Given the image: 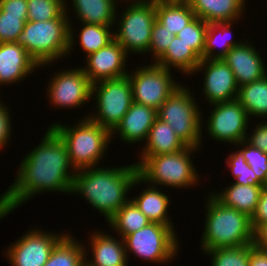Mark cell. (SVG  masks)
Here are the masks:
<instances>
[{"instance_id": "cell-12", "label": "cell", "mask_w": 267, "mask_h": 266, "mask_svg": "<svg viewBox=\"0 0 267 266\" xmlns=\"http://www.w3.org/2000/svg\"><path fill=\"white\" fill-rule=\"evenodd\" d=\"M211 106L213 110L209 112L208 120L205 122L208 137L217 142L230 143L229 145H236L244 141L252 120L238 100L234 99Z\"/></svg>"}, {"instance_id": "cell-23", "label": "cell", "mask_w": 267, "mask_h": 266, "mask_svg": "<svg viewBox=\"0 0 267 266\" xmlns=\"http://www.w3.org/2000/svg\"><path fill=\"white\" fill-rule=\"evenodd\" d=\"M147 186L138 196H130V200L151 221L170 226L175 232L173 219L168 216L171 198L160 190L159 187L146 184Z\"/></svg>"}, {"instance_id": "cell-33", "label": "cell", "mask_w": 267, "mask_h": 266, "mask_svg": "<svg viewBox=\"0 0 267 266\" xmlns=\"http://www.w3.org/2000/svg\"><path fill=\"white\" fill-rule=\"evenodd\" d=\"M66 0H27L28 21H48L51 19H69L68 10H72ZM68 6V7H67Z\"/></svg>"}, {"instance_id": "cell-15", "label": "cell", "mask_w": 267, "mask_h": 266, "mask_svg": "<svg viewBox=\"0 0 267 266\" xmlns=\"http://www.w3.org/2000/svg\"><path fill=\"white\" fill-rule=\"evenodd\" d=\"M201 71L204 72L203 97L209 106L237 99L239 87L233 71L223 59H202L192 75L196 76Z\"/></svg>"}, {"instance_id": "cell-42", "label": "cell", "mask_w": 267, "mask_h": 266, "mask_svg": "<svg viewBox=\"0 0 267 266\" xmlns=\"http://www.w3.org/2000/svg\"><path fill=\"white\" fill-rule=\"evenodd\" d=\"M267 222V187L261 190L256 211L251 217V225L255 231L261 224Z\"/></svg>"}, {"instance_id": "cell-22", "label": "cell", "mask_w": 267, "mask_h": 266, "mask_svg": "<svg viewBox=\"0 0 267 266\" xmlns=\"http://www.w3.org/2000/svg\"><path fill=\"white\" fill-rule=\"evenodd\" d=\"M143 143L145 144L138 157L172 154L188 147L172 127L158 117L150 128L146 141Z\"/></svg>"}, {"instance_id": "cell-3", "label": "cell", "mask_w": 267, "mask_h": 266, "mask_svg": "<svg viewBox=\"0 0 267 266\" xmlns=\"http://www.w3.org/2000/svg\"><path fill=\"white\" fill-rule=\"evenodd\" d=\"M205 202V224L201 251L240 247L254 243L251 218L235 208L223 205L211 192Z\"/></svg>"}, {"instance_id": "cell-20", "label": "cell", "mask_w": 267, "mask_h": 266, "mask_svg": "<svg viewBox=\"0 0 267 266\" xmlns=\"http://www.w3.org/2000/svg\"><path fill=\"white\" fill-rule=\"evenodd\" d=\"M156 118L157 110L155 108L133 102L120 123L111 132V138L114 139L118 135L121 142L124 141L130 145L142 144L143 141H146Z\"/></svg>"}, {"instance_id": "cell-25", "label": "cell", "mask_w": 267, "mask_h": 266, "mask_svg": "<svg viewBox=\"0 0 267 266\" xmlns=\"http://www.w3.org/2000/svg\"><path fill=\"white\" fill-rule=\"evenodd\" d=\"M263 187L265 186L241 185L233 182L219 193L211 191V194L223 205L235 208L251 218L256 211Z\"/></svg>"}, {"instance_id": "cell-45", "label": "cell", "mask_w": 267, "mask_h": 266, "mask_svg": "<svg viewBox=\"0 0 267 266\" xmlns=\"http://www.w3.org/2000/svg\"><path fill=\"white\" fill-rule=\"evenodd\" d=\"M254 246L267 251V222L261 224L254 231Z\"/></svg>"}, {"instance_id": "cell-31", "label": "cell", "mask_w": 267, "mask_h": 266, "mask_svg": "<svg viewBox=\"0 0 267 266\" xmlns=\"http://www.w3.org/2000/svg\"><path fill=\"white\" fill-rule=\"evenodd\" d=\"M155 10L156 20L175 35L196 18L187 1L156 4Z\"/></svg>"}, {"instance_id": "cell-14", "label": "cell", "mask_w": 267, "mask_h": 266, "mask_svg": "<svg viewBox=\"0 0 267 266\" xmlns=\"http://www.w3.org/2000/svg\"><path fill=\"white\" fill-rule=\"evenodd\" d=\"M44 230L33 227L4 250L11 266H44L54 246L66 234Z\"/></svg>"}, {"instance_id": "cell-16", "label": "cell", "mask_w": 267, "mask_h": 266, "mask_svg": "<svg viewBox=\"0 0 267 266\" xmlns=\"http://www.w3.org/2000/svg\"><path fill=\"white\" fill-rule=\"evenodd\" d=\"M128 54L116 41H111L106 47L85 57V65L81 66L92 84L109 79L127 76L126 63ZM126 67V68H125Z\"/></svg>"}, {"instance_id": "cell-11", "label": "cell", "mask_w": 267, "mask_h": 266, "mask_svg": "<svg viewBox=\"0 0 267 266\" xmlns=\"http://www.w3.org/2000/svg\"><path fill=\"white\" fill-rule=\"evenodd\" d=\"M172 71L155 63L137 66L133 71H129L127 76L132 86L133 102L158 110L167 98L182 85L175 81Z\"/></svg>"}, {"instance_id": "cell-18", "label": "cell", "mask_w": 267, "mask_h": 266, "mask_svg": "<svg viewBox=\"0 0 267 266\" xmlns=\"http://www.w3.org/2000/svg\"><path fill=\"white\" fill-rule=\"evenodd\" d=\"M92 234L88 243H84L85 266H128L130 257H127L123 238L119 240L113 234L111 236L109 233L106 234V231L100 230H95ZM87 248L92 251L90 252L92 259L87 256Z\"/></svg>"}, {"instance_id": "cell-44", "label": "cell", "mask_w": 267, "mask_h": 266, "mask_svg": "<svg viewBox=\"0 0 267 266\" xmlns=\"http://www.w3.org/2000/svg\"><path fill=\"white\" fill-rule=\"evenodd\" d=\"M249 266H267V251L250 244Z\"/></svg>"}, {"instance_id": "cell-24", "label": "cell", "mask_w": 267, "mask_h": 266, "mask_svg": "<svg viewBox=\"0 0 267 266\" xmlns=\"http://www.w3.org/2000/svg\"><path fill=\"white\" fill-rule=\"evenodd\" d=\"M80 23L114 26L119 0H71ZM120 2H124L120 0Z\"/></svg>"}, {"instance_id": "cell-30", "label": "cell", "mask_w": 267, "mask_h": 266, "mask_svg": "<svg viewBox=\"0 0 267 266\" xmlns=\"http://www.w3.org/2000/svg\"><path fill=\"white\" fill-rule=\"evenodd\" d=\"M66 234L57 242L44 266H85L84 243Z\"/></svg>"}, {"instance_id": "cell-7", "label": "cell", "mask_w": 267, "mask_h": 266, "mask_svg": "<svg viewBox=\"0 0 267 266\" xmlns=\"http://www.w3.org/2000/svg\"><path fill=\"white\" fill-rule=\"evenodd\" d=\"M193 91L180 85L157 110V117L191 147H202L203 115Z\"/></svg>"}, {"instance_id": "cell-21", "label": "cell", "mask_w": 267, "mask_h": 266, "mask_svg": "<svg viewBox=\"0 0 267 266\" xmlns=\"http://www.w3.org/2000/svg\"><path fill=\"white\" fill-rule=\"evenodd\" d=\"M196 17L206 23L242 21L246 0H187ZM237 20V21H236Z\"/></svg>"}, {"instance_id": "cell-26", "label": "cell", "mask_w": 267, "mask_h": 266, "mask_svg": "<svg viewBox=\"0 0 267 266\" xmlns=\"http://www.w3.org/2000/svg\"><path fill=\"white\" fill-rule=\"evenodd\" d=\"M81 25L82 26L77 37L75 34L77 29H74L72 22L69 24V54L74 51L73 47L76 46V39L79 38L78 44L82 48V51H84L86 54L84 58L91 53L97 52L99 49L106 47L111 41L114 40L113 26L86 23H81Z\"/></svg>"}, {"instance_id": "cell-36", "label": "cell", "mask_w": 267, "mask_h": 266, "mask_svg": "<svg viewBox=\"0 0 267 266\" xmlns=\"http://www.w3.org/2000/svg\"><path fill=\"white\" fill-rule=\"evenodd\" d=\"M208 23L196 17L176 36L189 45L202 59Z\"/></svg>"}, {"instance_id": "cell-35", "label": "cell", "mask_w": 267, "mask_h": 266, "mask_svg": "<svg viewBox=\"0 0 267 266\" xmlns=\"http://www.w3.org/2000/svg\"><path fill=\"white\" fill-rule=\"evenodd\" d=\"M226 165L231 170V175L235 178L234 184L264 186L256 177L254 171L246 162L242 152L236 148V151L227 155Z\"/></svg>"}, {"instance_id": "cell-43", "label": "cell", "mask_w": 267, "mask_h": 266, "mask_svg": "<svg viewBox=\"0 0 267 266\" xmlns=\"http://www.w3.org/2000/svg\"><path fill=\"white\" fill-rule=\"evenodd\" d=\"M0 10L5 14L28 15L27 0H0Z\"/></svg>"}, {"instance_id": "cell-19", "label": "cell", "mask_w": 267, "mask_h": 266, "mask_svg": "<svg viewBox=\"0 0 267 266\" xmlns=\"http://www.w3.org/2000/svg\"><path fill=\"white\" fill-rule=\"evenodd\" d=\"M38 68L40 66L21 45L16 42L0 43V86L19 84Z\"/></svg>"}, {"instance_id": "cell-27", "label": "cell", "mask_w": 267, "mask_h": 266, "mask_svg": "<svg viewBox=\"0 0 267 266\" xmlns=\"http://www.w3.org/2000/svg\"><path fill=\"white\" fill-rule=\"evenodd\" d=\"M202 58L181 39L175 36L166 52L155 62L168 70L177 69L178 73L192 76Z\"/></svg>"}, {"instance_id": "cell-32", "label": "cell", "mask_w": 267, "mask_h": 266, "mask_svg": "<svg viewBox=\"0 0 267 266\" xmlns=\"http://www.w3.org/2000/svg\"><path fill=\"white\" fill-rule=\"evenodd\" d=\"M108 227L115 230V234L121 238L140 230L151 221L139 210V208L129 200L121 206L114 216L107 222Z\"/></svg>"}, {"instance_id": "cell-6", "label": "cell", "mask_w": 267, "mask_h": 266, "mask_svg": "<svg viewBox=\"0 0 267 266\" xmlns=\"http://www.w3.org/2000/svg\"><path fill=\"white\" fill-rule=\"evenodd\" d=\"M69 19L26 21L16 41L43 68L69 56Z\"/></svg>"}, {"instance_id": "cell-37", "label": "cell", "mask_w": 267, "mask_h": 266, "mask_svg": "<svg viewBox=\"0 0 267 266\" xmlns=\"http://www.w3.org/2000/svg\"><path fill=\"white\" fill-rule=\"evenodd\" d=\"M240 148L246 162L254 171L257 179L265 186L267 184V153L251 146L245 140L235 145Z\"/></svg>"}, {"instance_id": "cell-17", "label": "cell", "mask_w": 267, "mask_h": 266, "mask_svg": "<svg viewBox=\"0 0 267 266\" xmlns=\"http://www.w3.org/2000/svg\"><path fill=\"white\" fill-rule=\"evenodd\" d=\"M231 48L222 58L233 71L238 87L263 78L267 74L266 63L250 39ZM265 63V64H264Z\"/></svg>"}, {"instance_id": "cell-28", "label": "cell", "mask_w": 267, "mask_h": 266, "mask_svg": "<svg viewBox=\"0 0 267 266\" xmlns=\"http://www.w3.org/2000/svg\"><path fill=\"white\" fill-rule=\"evenodd\" d=\"M236 23L238 22L208 24L203 59H222L231 48L242 43L243 40L235 41L232 35V25Z\"/></svg>"}, {"instance_id": "cell-46", "label": "cell", "mask_w": 267, "mask_h": 266, "mask_svg": "<svg viewBox=\"0 0 267 266\" xmlns=\"http://www.w3.org/2000/svg\"><path fill=\"white\" fill-rule=\"evenodd\" d=\"M136 3H146V4H160V3H179L187 0H130Z\"/></svg>"}, {"instance_id": "cell-34", "label": "cell", "mask_w": 267, "mask_h": 266, "mask_svg": "<svg viewBox=\"0 0 267 266\" xmlns=\"http://www.w3.org/2000/svg\"><path fill=\"white\" fill-rule=\"evenodd\" d=\"M204 254L211 258V266H249L250 244L208 250Z\"/></svg>"}, {"instance_id": "cell-40", "label": "cell", "mask_w": 267, "mask_h": 266, "mask_svg": "<svg viewBox=\"0 0 267 266\" xmlns=\"http://www.w3.org/2000/svg\"><path fill=\"white\" fill-rule=\"evenodd\" d=\"M9 108L0 99V150H3L12 137V120Z\"/></svg>"}, {"instance_id": "cell-4", "label": "cell", "mask_w": 267, "mask_h": 266, "mask_svg": "<svg viewBox=\"0 0 267 266\" xmlns=\"http://www.w3.org/2000/svg\"><path fill=\"white\" fill-rule=\"evenodd\" d=\"M81 119L73 125H64L60 122L49 125L66 145L70 162L76 171L98 167L100 160L107 155V149L110 147L108 145L112 143L111 132L108 129L89 118Z\"/></svg>"}, {"instance_id": "cell-13", "label": "cell", "mask_w": 267, "mask_h": 266, "mask_svg": "<svg viewBox=\"0 0 267 266\" xmlns=\"http://www.w3.org/2000/svg\"><path fill=\"white\" fill-rule=\"evenodd\" d=\"M56 73V74H55ZM48 82L47 97L50 105L59 108L78 109L91 100L92 83L80 66L53 73Z\"/></svg>"}, {"instance_id": "cell-2", "label": "cell", "mask_w": 267, "mask_h": 266, "mask_svg": "<svg viewBox=\"0 0 267 266\" xmlns=\"http://www.w3.org/2000/svg\"><path fill=\"white\" fill-rule=\"evenodd\" d=\"M118 166H98L76 171L70 193L82 195L92 209L99 211L107 222L130 200L127 196L130 190L142 185L135 163Z\"/></svg>"}, {"instance_id": "cell-41", "label": "cell", "mask_w": 267, "mask_h": 266, "mask_svg": "<svg viewBox=\"0 0 267 266\" xmlns=\"http://www.w3.org/2000/svg\"><path fill=\"white\" fill-rule=\"evenodd\" d=\"M260 121L261 122L256 123L252 134H247L245 141L251 146L267 153V120Z\"/></svg>"}, {"instance_id": "cell-10", "label": "cell", "mask_w": 267, "mask_h": 266, "mask_svg": "<svg viewBox=\"0 0 267 266\" xmlns=\"http://www.w3.org/2000/svg\"><path fill=\"white\" fill-rule=\"evenodd\" d=\"M91 99L95 112L86 114L94 123L112 132L133 103L132 86L128 76L102 80L92 84Z\"/></svg>"}, {"instance_id": "cell-1", "label": "cell", "mask_w": 267, "mask_h": 266, "mask_svg": "<svg viewBox=\"0 0 267 266\" xmlns=\"http://www.w3.org/2000/svg\"><path fill=\"white\" fill-rule=\"evenodd\" d=\"M44 134L41 142L21 160L16 179L0 196V221L39 193H71L76 170L67 147L51 127Z\"/></svg>"}, {"instance_id": "cell-29", "label": "cell", "mask_w": 267, "mask_h": 266, "mask_svg": "<svg viewBox=\"0 0 267 266\" xmlns=\"http://www.w3.org/2000/svg\"><path fill=\"white\" fill-rule=\"evenodd\" d=\"M237 100L250 120L253 117L267 120V74L259 80L240 86Z\"/></svg>"}, {"instance_id": "cell-9", "label": "cell", "mask_w": 267, "mask_h": 266, "mask_svg": "<svg viewBox=\"0 0 267 266\" xmlns=\"http://www.w3.org/2000/svg\"><path fill=\"white\" fill-rule=\"evenodd\" d=\"M177 233L168 225L151 222L124 238L127 257L135 255L147 263H171L179 253Z\"/></svg>"}, {"instance_id": "cell-38", "label": "cell", "mask_w": 267, "mask_h": 266, "mask_svg": "<svg viewBox=\"0 0 267 266\" xmlns=\"http://www.w3.org/2000/svg\"><path fill=\"white\" fill-rule=\"evenodd\" d=\"M26 21L27 15L5 14L0 10V43L16 42Z\"/></svg>"}, {"instance_id": "cell-8", "label": "cell", "mask_w": 267, "mask_h": 266, "mask_svg": "<svg viewBox=\"0 0 267 266\" xmlns=\"http://www.w3.org/2000/svg\"><path fill=\"white\" fill-rule=\"evenodd\" d=\"M125 2L129 3L125 5L126 8L122 13H119V17L116 13L113 28L117 30H113L114 40L124 48L128 55L131 53L146 54L156 20L155 4L136 3L130 0Z\"/></svg>"}, {"instance_id": "cell-39", "label": "cell", "mask_w": 267, "mask_h": 266, "mask_svg": "<svg viewBox=\"0 0 267 266\" xmlns=\"http://www.w3.org/2000/svg\"><path fill=\"white\" fill-rule=\"evenodd\" d=\"M175 36V34L168 31L166 27L155 20L148 49V54L151 53L153 57L151 59L152 63H155L166 52Z\"/></svg>"}, {"instance_id": "cell-5", "label": "cell", "mask_w": 267, "mask_h": 266, "mask_svg": "<svg viewBox=\"0 0 267 266\" xmlns=\"http://www.w3.org/2000/svg\"><path fill=\"white\" fill-rule=\"evenodd\" d=\"M197 150L200 149L188 146L172 154L140 157V161L135 164L138 167V176L142 179V184L180 190L195 187L199 184L201 176L194 167L191 156Z\"/></svg>"}]
</instances>
